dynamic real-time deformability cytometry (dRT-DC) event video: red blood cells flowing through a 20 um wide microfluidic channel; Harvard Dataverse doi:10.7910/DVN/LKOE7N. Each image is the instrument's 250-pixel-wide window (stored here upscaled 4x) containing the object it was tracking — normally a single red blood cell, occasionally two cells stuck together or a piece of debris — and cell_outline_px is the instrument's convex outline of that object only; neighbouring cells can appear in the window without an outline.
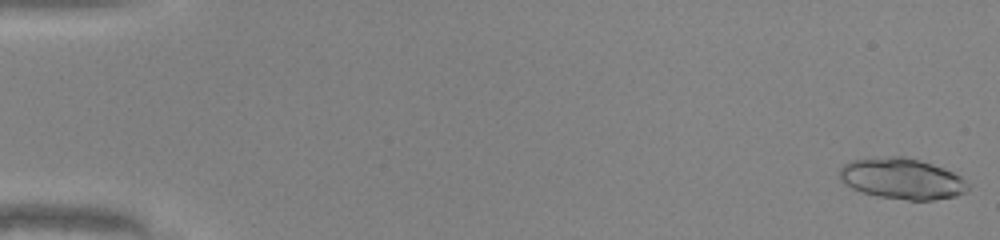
{"species": "common noctule bat (a hibernating species)", "species_latin": "Nyctalus noctula", "temperature_condition": "warm", "stored_images_in_passage": 20, "camera_frame_rate_fps": 3000, "um_per_image_px": 0.085, "animal": {"sex": "male", "body_mass_g": 20.0, "forearm_length_mm": 53.3}, "frame": {"image": 1, "passage_image": 1, "time_ms": 0.0, "image_size_px": [1000, 240], "cell_outline_px": [[968, 192], [956, 196], [932, 200], [908, 200], [876, 196], [852, 188], [844, 184], [840, 180], [840, 168], [844, 164], [852, 160], [892, 156], [904, 156], [920, 160], [944, 168], [960, 176], [968, 184]], "centroid_in_image_um": [76.67, 15.19], "position_along_channel_um": 8.3, "area_um2": 30.58}}